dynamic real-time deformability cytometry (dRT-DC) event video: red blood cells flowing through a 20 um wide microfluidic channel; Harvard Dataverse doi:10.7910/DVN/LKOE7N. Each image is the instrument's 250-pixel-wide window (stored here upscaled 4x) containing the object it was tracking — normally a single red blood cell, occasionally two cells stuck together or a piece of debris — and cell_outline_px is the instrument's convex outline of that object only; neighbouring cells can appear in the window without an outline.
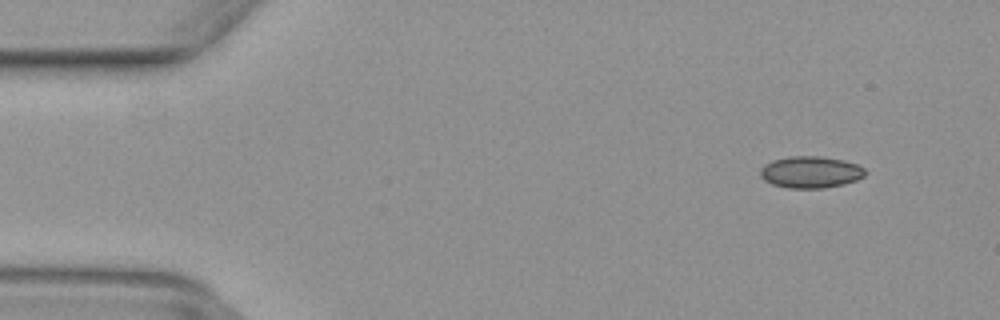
{"species": "common noctule bat (a hibernating species)", "species_latin": "Nyctalus noctula", "temperature_condition": "warm", "stored_images_in_passage": 47, "camera_frame_rate_fps": 3000, "um_per_image_px": 0.085, "animal": {"sex": "female", "body_mass_g": 29.2, "forearm_length_mm": 56.3}, "frame": {"image": 1, "passage_image": 2, "time_ms": 0.333, "image_size_px": [1000, 320], "cell_outline_px": [[868, 172], [864, 176], [856, 180], [844, 184], [824, 188], [788, 188], [772, 184], [764, 180], [760, 176], [760, 168], [764, 164], [772, 160], [788, 156], [820, 156], [844, 160], [856, 164], [864, 168]], "centroid_in_image_um": [68.89, 14.62], "position_along_channel_um": 16.1, "area_um2": 19.59}}
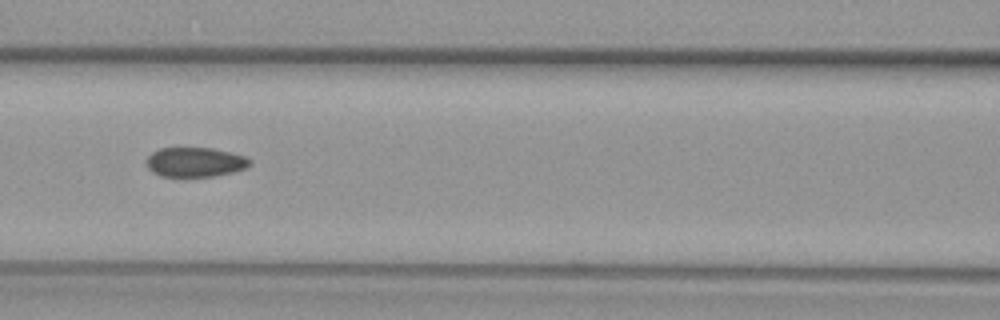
{"frame": {"image": 2, "passage_image": 19, "time_ms": 6.0, "image_size_px": [1000, 320], "cell_outline_px": [[252, 164], [248, 168], [232, 172], [212, 176], [180, 180], [160, 176], [152, 172], [148, 168], [148, 156], [152, 152], [160, 148], [212, 148], [232, 152], [244, 156], [252, 160]], "centroid_in_image_um": [16.59, 13.83], "position_along_channel_um": 150.0, "area_um2": 18.55}}
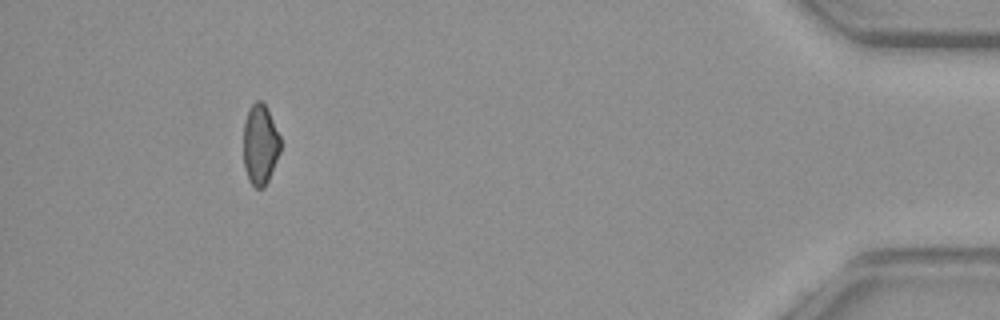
{"frame": {"image": 3, "passage_image": 43, "time_ms": 14.0, "image_size_px": [1000, 320], "cell_outline_px": [[280, 152], [268, 180], [264, 188], [256, 188], [248, 180], [244, 168], [244, 120], [248, 108], [256, 100], [260, 100], [268, 108], [280, 136]], "centroid_in_image_um": [22.11, 12.26], "position_along_channel_um": 413.1, "area_um2": 17.46}}